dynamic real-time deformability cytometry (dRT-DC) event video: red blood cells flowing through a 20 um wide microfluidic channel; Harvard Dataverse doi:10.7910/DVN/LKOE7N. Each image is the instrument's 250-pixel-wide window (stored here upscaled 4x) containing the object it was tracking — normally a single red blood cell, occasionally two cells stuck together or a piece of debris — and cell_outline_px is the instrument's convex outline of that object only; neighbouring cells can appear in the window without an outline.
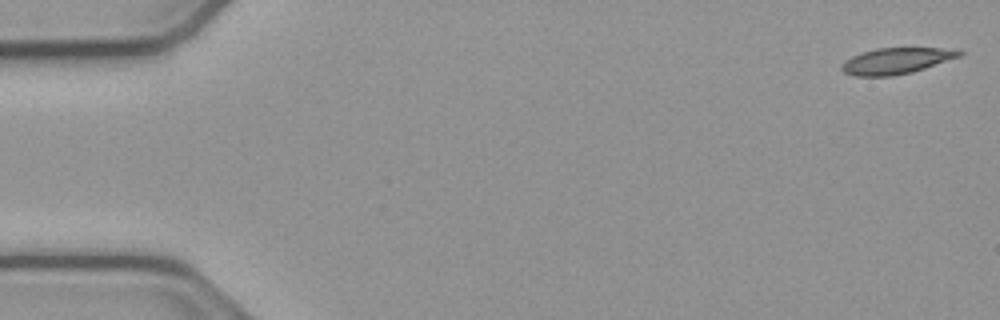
{"species": "common noctule bat (a hibernating species)", "species_latin": "Nyctalus noctula", "temperature_condition": "cold", "stored_images_in_passage": 53, "camera_frame_rate_fps": 3000, "um_per_image_px": 0.085, "animal": {"sex": "male", "body_mass_g": 23.1, "forearm_length_mm": 52.7}, "frame": {"image": 1, "passage_image": 1, "time_ms": 0.0, "image_size_px": [1000, 320], "cell_outline_px": [[964, 52], [960, 56], [912, 72], [892, 76], [856, 76], [844, 72], [840, 68], [840, 64], [844, 60], [860, 52], [876, 48], [940, 48]], "centroid_in_image_um": [76.09, 5.17], "position_along_channel_um": 8.9, "area_um2": 17.74}}
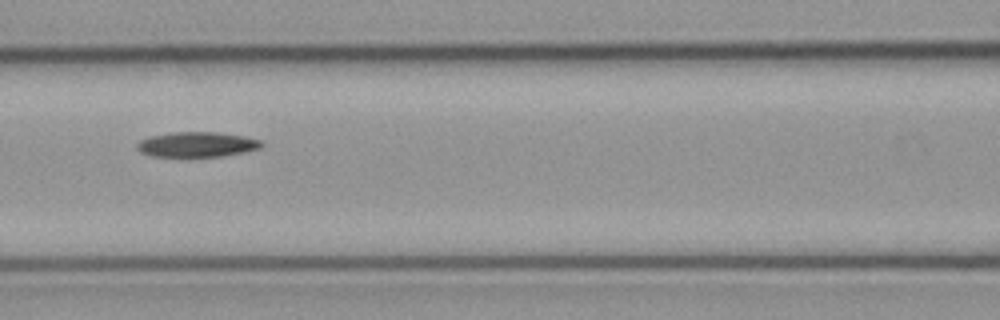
{"frame": {"image": 2, "passage_image": 23, "time_ms": 7.333, "image_size_px": [1000, 320], "cell_outline_px": [[264, 144], [260, 148], [220, 156], [152, 156], [140, 152], [136, 148], [136, 144], [140, 140], [152, 136], [172, 132], [216, 132], [244, 136], [260, 140]], "centroid_in_image_um": [16.71, 12.27], "position_along_channel_um": 149.9, "area_um2": 17.92}}
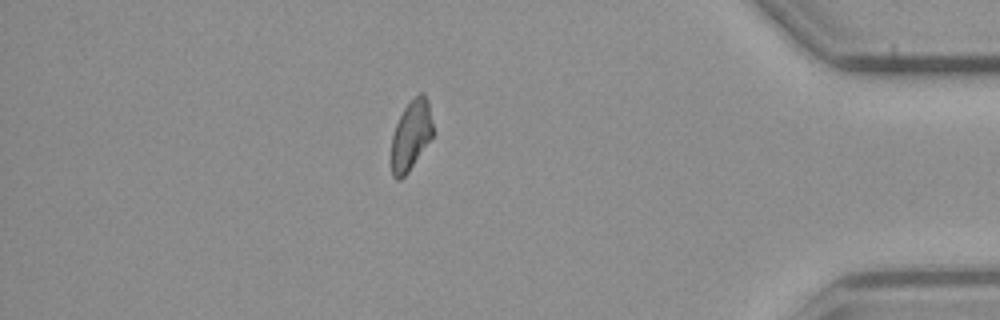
{"frame": {"image": 3, "passage_image": 46, "time_ms": 15.0, "image_size_px": [1000, 320], "cell_outline_px": [[432, 136], [408, 172], [400, 180], [396, 180], [392, 176], [392, 136], [396, 124], [404, 108], [420, 92], [424, 92], [428, 100], [432, 120]], "centroid_in_image_um": [34.93, 11.49], "position_along_channel_um": 400.3, "area_um2": 16.59}}